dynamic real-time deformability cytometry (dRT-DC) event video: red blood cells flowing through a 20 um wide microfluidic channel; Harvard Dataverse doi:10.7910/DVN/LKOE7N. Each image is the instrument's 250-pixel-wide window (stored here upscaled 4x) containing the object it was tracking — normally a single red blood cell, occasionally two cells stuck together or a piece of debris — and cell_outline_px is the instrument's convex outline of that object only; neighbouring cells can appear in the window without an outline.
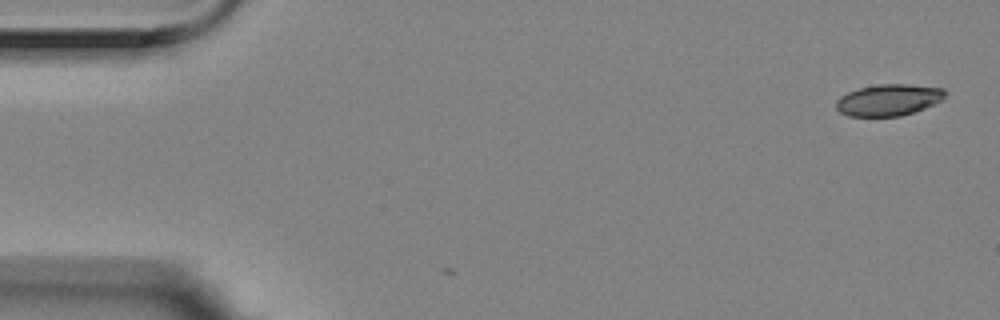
{"species": "Egyptian fruit bat (a non-hibernating species)", "species_latin": "Rousettus aegyptiacus", "temperature_condition": "room temperature", "stored_images_in_passage": 2, "camera_frame_rate_fps": 3000, "um_per_image_px": 0.085, "animal": {"sex": "female"}, "frame": {"image": 1, "passage_image": 1, "time_ms": 0.0, "image_size_px": [1000, 320], "cell_outline_px": [[948, 92], [944, 100], [924, 108], [900, 116], [848, 116], [840, 112], [836, 108], [836, 100], [840, 96], [848, 92], [860, 88], [880, 84], [908, 84], [944, 88]], "centroid_in_image_um": [75.56, 8.49], "position_along_channel_um": 9.4, "area_um2": 20.11}}